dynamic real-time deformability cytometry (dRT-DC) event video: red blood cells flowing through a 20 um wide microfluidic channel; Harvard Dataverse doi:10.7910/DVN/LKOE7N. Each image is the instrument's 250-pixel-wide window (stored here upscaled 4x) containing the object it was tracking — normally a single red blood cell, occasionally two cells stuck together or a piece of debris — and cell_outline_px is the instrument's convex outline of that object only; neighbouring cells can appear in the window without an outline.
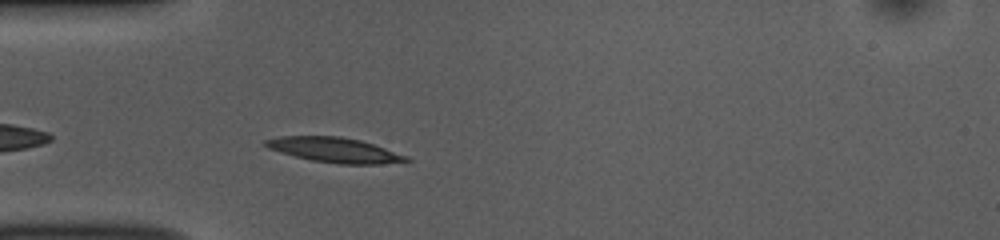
{"species": "common noctule bat (a hibernating species)", "species_latin": "Nyctalus noctula", "temperature_condition": "room temperature", "stored_images_in_passage": 28, "camera_frame_rate_fps": 3000, "um_per_image_px": 0.085, "animal": {"sex": "female", "body_mass_g": 10.0, "forearm_length_mm": 53.1}, "frame": {"image": 1, "passage_image": 3, "time_ms": 0.667, "image_size_px": [1000, 240], "cell_outline_px": [[412, 160], [408, 164], [340, 164], [312, 160], [280, 152], [268, 148], [264, 144], [264, 140], [280, 136], [340, 136], [360, 140], [408, 156]], "centroid_in_image_um": [28.53, 12.76], "position_along_channel_um": 56.5, "area_um2": 20.58}}
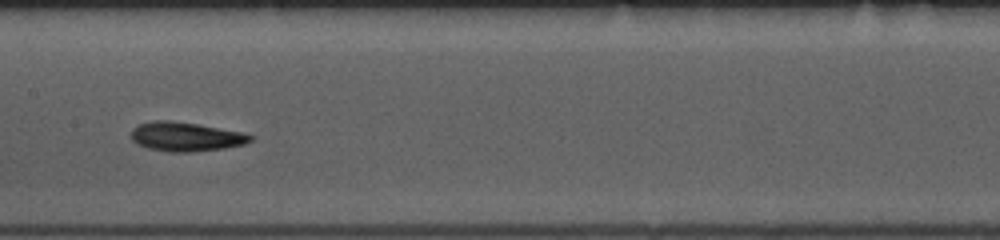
{"frame": {"image": 2, "passage_image": 14, "time_ms": 4.333, "image_size_px": [1000, 240], "cell_outline_px": [[256, 136], [252, 140], [244, 144], [224, 148], [192, 152], [168, 152], [148, 148], [136, 144], [132, 140], [132, 128], [140, 124], [152, 120], [172, 120], [200, 124], [240, 132]], "centroid_in_image_um": [15.78, 11.61], "position_along_channel_um": 191.6, "area_um2": 20.4}}
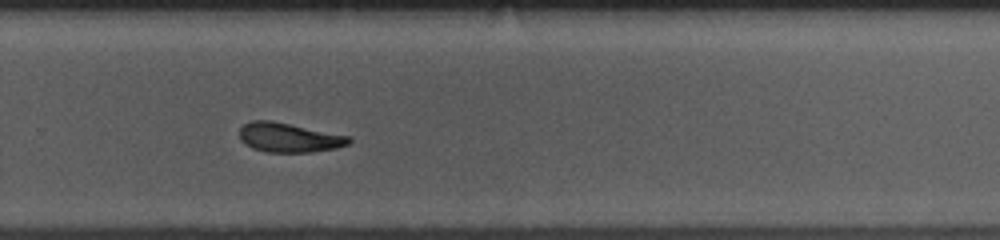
{"frame": {"image": 3, "passage_image": 23, "time_ms": 7.333, "image_size_px": [1000, 240], "cell_outline_px": [[352, 140], [348, 144], [336, 148], [312, 152], [264, 152], [252, 148], [244, 144], [240, 140], [240, 128], [244, 124], [252, 120], [272, 120], [352, 136]], "centroid_in_image_um": [24.57, 11.69], "position_along_channel_um": 305.2, "area_um2": 19.02}, "authors_computed_cell_mechanics": {"area_um2": 19.3919, "velocity_mm_per_s": 3.8014, "shape_relaxation_time_tau1_ms": 5.5239, "shape_relaxation_time_tau2_ms": 4.712, "deformation_change_tau1": 0.1847, "deformation_change_tau2": 0.1355}}